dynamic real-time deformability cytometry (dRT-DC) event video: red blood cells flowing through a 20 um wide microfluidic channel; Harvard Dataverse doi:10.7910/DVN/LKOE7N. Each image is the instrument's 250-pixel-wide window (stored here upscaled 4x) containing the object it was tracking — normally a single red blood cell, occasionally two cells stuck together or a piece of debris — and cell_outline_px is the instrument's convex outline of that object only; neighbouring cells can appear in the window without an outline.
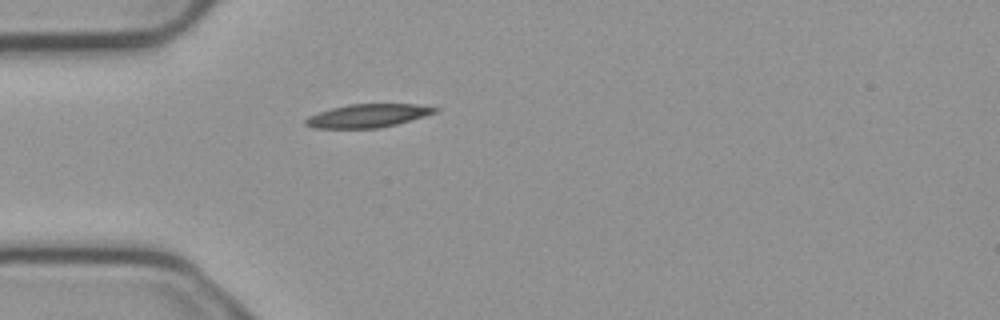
{"species": "common noctule bat (a hibernating species)", "species_latin": "Nyctalus noctula", "temperature_condition": "cold", "stored_images_in_passage": 1, "camera_frame_rate_fps": 3000, "um_per_image_px": 0.085, "animal": {"sex": "male", "body_mass_g": 23.1, "forearm_length_mm": 52.7}, "frame": {"image": 1, "passage_image": 1, "time_ms": 0.0, "image_size_px": [1000, 320], "cell_outline_px": [[440, 108], [436, 112], [424, 116], [396, 124], [380, 128], [312, 128], [304, 124], [304, 120], [308, 116], [332, 108], [348, 104], [416, 104]], "centroid_in_image_um": [31.24, 9.84], "position_along_channel_um": 53.8, "area_um2": 17.51}}